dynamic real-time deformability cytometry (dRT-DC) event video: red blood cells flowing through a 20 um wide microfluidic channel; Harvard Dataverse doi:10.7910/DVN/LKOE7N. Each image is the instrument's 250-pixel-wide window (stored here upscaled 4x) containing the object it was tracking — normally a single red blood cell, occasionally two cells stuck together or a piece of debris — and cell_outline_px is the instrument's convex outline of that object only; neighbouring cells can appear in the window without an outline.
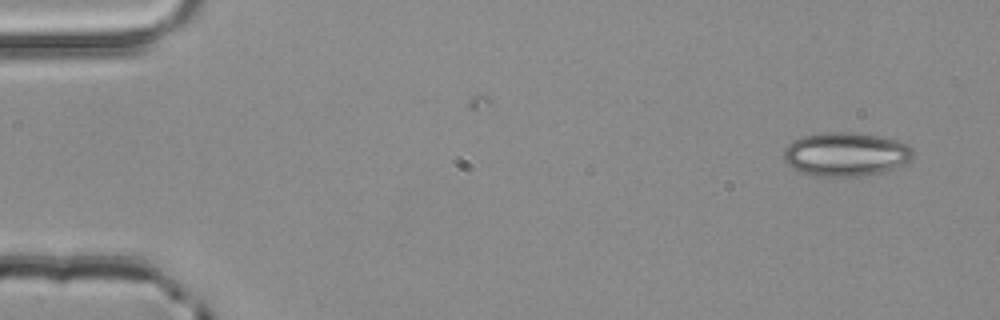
{"species": "common noctule bat (a hibernating species)", "species_latin": "Nyctalus noctula", "temperature_condition": "room temperature", "stored_images_in_passage": 4, "camera_frame_rate_fps": 3000, "um_per_image_px": 0.085, "animal": {"sex": "male", "body_mass_g": 20.4}, "frame": {"image": 1, "passage_image": 1, "time_ms": 0.0, "image_size_px": [1000, 320], "cell_outline_px": [[916, 152], [908, 164], [880, 172], [856, 176], [812, 176], [800, 172], [788, 164], [784, 160], [784, 148], [792, 140], [804, 136], [820, 132], [856, 132], [884, 136], [908, 144]], "centroid_in_image_um": [71.92, 13.09], "position_along_channel_um": 13.1, "area_um2": 33.52}}